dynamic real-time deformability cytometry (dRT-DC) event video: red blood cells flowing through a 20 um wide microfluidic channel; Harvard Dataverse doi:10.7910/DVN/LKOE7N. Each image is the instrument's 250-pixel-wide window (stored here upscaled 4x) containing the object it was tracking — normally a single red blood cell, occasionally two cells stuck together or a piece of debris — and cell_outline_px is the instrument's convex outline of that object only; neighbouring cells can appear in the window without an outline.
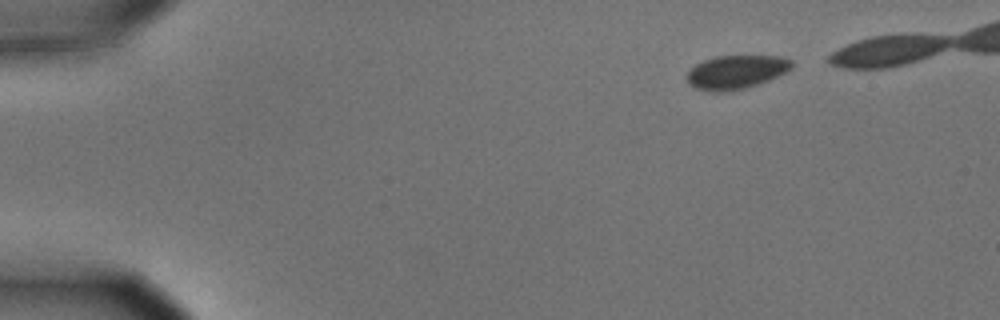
{"species": "common noctule bat (a hibernating species)", "species_latin": "Nyctalus noctula", "temperature_condition": "cold", "stored_images_in_passage": 5, "camera_frame_rate_fps": 3000, "um_per_image_px": 0.085, "animal": {"sex": "male", "body_mass_g": 15.6}, "frame": {"image": 1, "passage_image": 1, "time_ms": 0.0, "image_size_px": [1000, 320], "cell_outline_px": [[792, 68], [768, 80], [744, 88], [728, 92], [708, 92], [696, 88], [688, 84], [684, 76], [696, 64], [704, 60], [716, 56], [780, 56], [792, 60]], "centroid_in_image_um": [62.51, 6.13], "position_along_channel_um": 22.5, "area_um2": 20.58}}
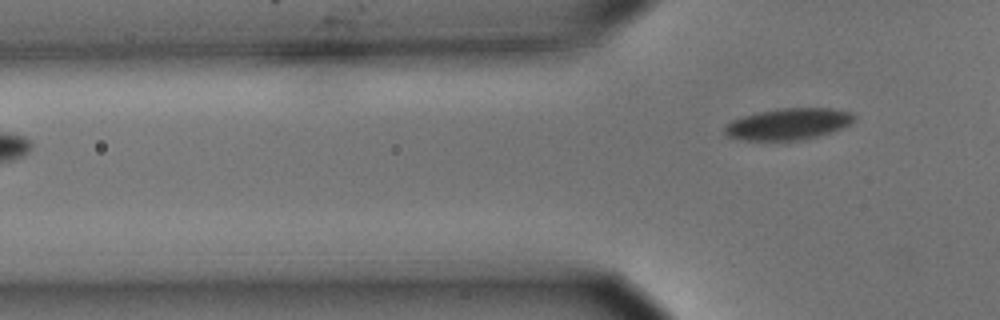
{"frame": {"image": 2, "passage_image": 5, "time_ms": 1.333, "image_size_px": [1000, 320], "cell_outline_px": [[856, 116], [848, 124], [840, 128], [816, 136], [796, 140], [748, 140], [728, 136], [724, 132], [724, 128], [732, 120], [744, 116], [760, 112], [780, 108], [832, 108], [852, 112]], "centroid_in_image_um": [67.0, 10.52], "position_along_channel_um": 58.8, "area_um2": 23.18}}